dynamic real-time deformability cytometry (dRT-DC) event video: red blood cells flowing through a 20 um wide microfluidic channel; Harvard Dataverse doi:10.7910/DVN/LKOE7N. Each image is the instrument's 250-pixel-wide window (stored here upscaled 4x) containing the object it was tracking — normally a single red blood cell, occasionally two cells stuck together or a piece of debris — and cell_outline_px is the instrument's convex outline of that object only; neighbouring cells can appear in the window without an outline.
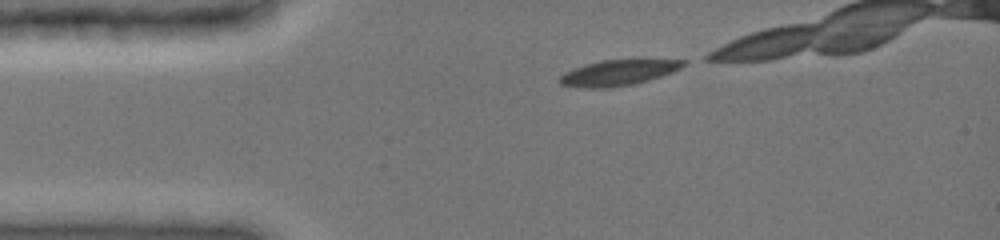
{"species": "common noctule bat (a hibernating species)", "species_latin": "Nyctalus noctula", "temperature_condition": "cold", "stored_images_in_passage": 8, "camera_frame_rate_fps": 3000, "um_per_image_px": 0.085, "animal": {"sex": "female", "body_mass_g": 19.0, "forearm_length_mm": 51.5}, "frame": {"image": 1, "passage_image": 1, "time_ms": 0.0, "image_size_px": [1000, 240], "cell_outline_px": [[688, 64], [672, 72], [648, 80], [632, 84], [608, 88], [580, 88], [560, 84], [556, 80], [564, 72], [600, 60], [640, 56], [688, 60]], "centroid_in_image_um": [52.66, 6.11], "position_along_channel_um": 32.3, "area_um2": 19.59}}
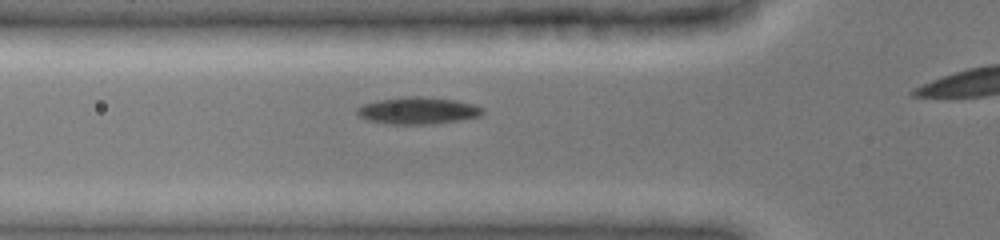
{"frame": {"image": 2, "passage_image": 5, "time_ms": 2.333, "image_size_px": [1000, 240], "cell_outline_px": [[484, 112], [480, 116], [436, 124], [388, 124], [364, 120], [356, 112], [356, 108], [364, 104], [376, 100], [408, 96], [420, 96], [456, 100], [476, 104], [484, 108]], "centroid_in_image_um": [35.52, 9.4], "position_along_channel_um": 90.3, "area_um2": 20.0}}
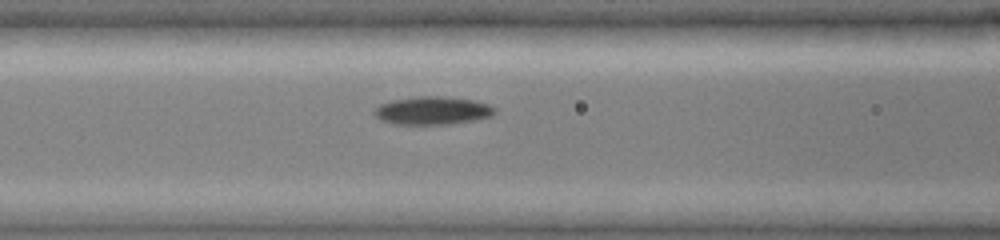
{"frame": {"image": 3, "passage_image": 7, "time_ms": 3.333, "image_size_px": [1000, 240], "cell_outline_px": [[496, 112], [492, 116], [472, 120], [448, 124], [396, 124], [380, 120], [372, 112], [380, 104], [392, 100], [420, 96], [444, 96], [472, 100], [488, 104], [496, 108]], "centroid_in_image_um": [36.76, 9.39], "position_along_channel_um": 129.8, "area_um2": 19.59}}